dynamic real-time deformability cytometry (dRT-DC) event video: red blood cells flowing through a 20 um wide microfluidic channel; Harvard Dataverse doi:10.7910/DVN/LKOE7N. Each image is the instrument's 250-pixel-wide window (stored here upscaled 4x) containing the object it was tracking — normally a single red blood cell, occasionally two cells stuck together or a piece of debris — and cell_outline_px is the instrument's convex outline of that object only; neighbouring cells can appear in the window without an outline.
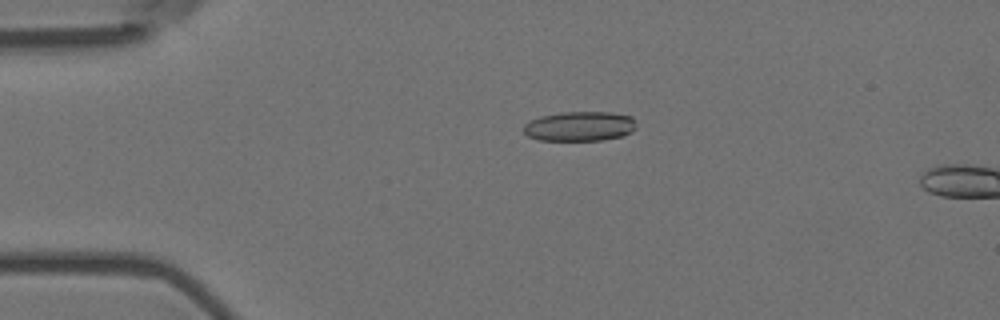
{"species": "Egyptian fruit bat (a non-hibernating species)", "species_latin": "Rousettus aegyptiacus", "temperature_condition": "room temperature", "stored_images_in_passage": 5, "camera_frame_rate_fps": 3000, "um_per_image_px": 0.085, "animal": {"sex": "female"}, "frame": {"image": 1, "passage_image": 4, "time_ms": 1.0, "image_size_px": [1000, 320], "cell_outline_px": [[636, 128], [632, 132], [624, 136], [600, 140], [540, 140], [528, 136], [524, 132], [524, 124], [540, 116], [560, 112], [612, 112], [632, 116]], "centroid_in_image_um": [49.3, 10.73], "position_along_channel_um": 35.7, "area_um2": 19.54}}